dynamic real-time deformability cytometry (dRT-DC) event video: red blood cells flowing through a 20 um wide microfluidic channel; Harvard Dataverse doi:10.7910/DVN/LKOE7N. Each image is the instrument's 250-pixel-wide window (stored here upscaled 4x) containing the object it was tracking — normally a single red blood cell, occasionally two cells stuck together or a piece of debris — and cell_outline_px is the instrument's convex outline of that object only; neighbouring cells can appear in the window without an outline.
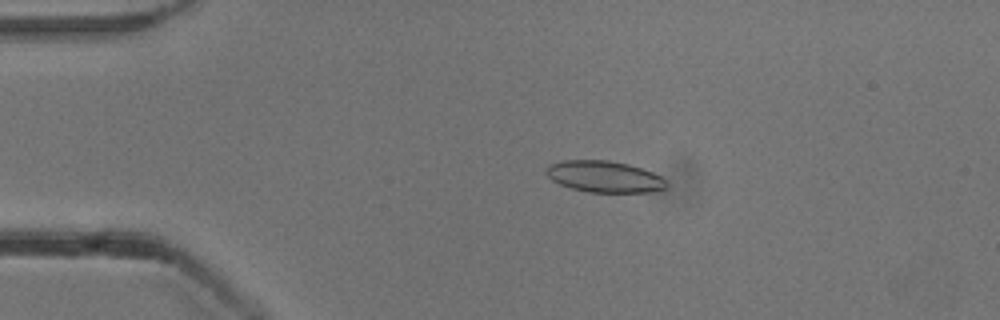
{"species": "common noctule bat (a hibernating species)", "species_latin": "Nyctalus noctula", "temperature_condition": "cold", "stored_images_in_passage": 54, "camera_frame_rate_fps": 3000, "um_per_image_px": 0.085, "animal": {"sex": "male", "body_mass_g": 13.3}, "frame": {"image": 1, "passage_image": 11, "time_ms": 3.333, "image_size_px": [1000, 320], "cell_outline_px": [[668, 184], [664, 188], [648, 192], [588, 192], [572, 188], [560, 184], [552, 180], [544, 172], [548, 164], [564, 160], [608, 160], [628, 164], [652, 172], [668, 180]], "centroid_in_image_um": [51.35, 15.01], "position_along_channel_um": 33.6, "area_um2": 22.02}}
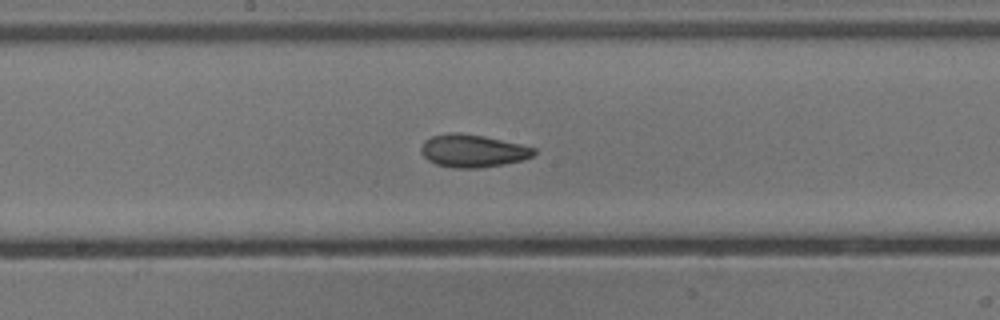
{"frame": {"image": 2, "passage_image": 28, "time_ms": 9.0, "image_size_px": [1000, 320], "cell_outline_px": [[536, 152], [532, 156], [520, 160], [504, 164], [476, 168], [456, 168], [436, 164], [428, 160], [420, 152], [420, 148], [424, 140], [432, 136], [448, 132], [460, 132], [484, 136], [520, 144], [536, 148]], "centroid_in_image_um": [40.15, 12.81], "position_along_channel_um": 208.1, "area_um2": 21.5}}
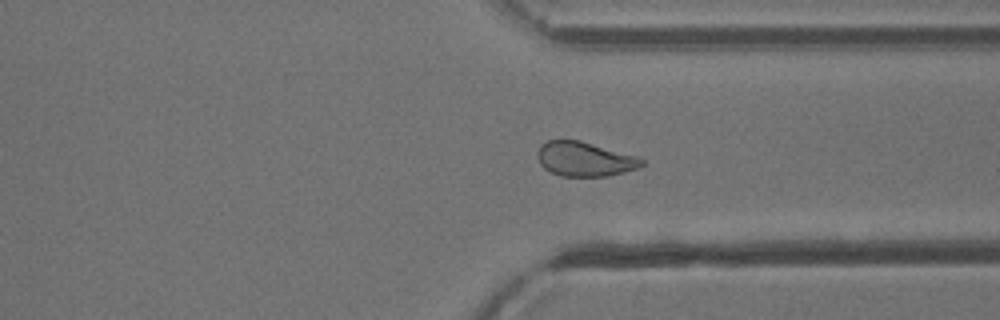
{"frame": {"image": 3, "passage_image": 40, "time_ms": 13.0, "image_size_px": [1000, 320], "cell_outline_px": [[644, 164], [640, 168], [608, 176], [560, 176], [544, 168], [540, 164], [540, 144], [548, 140], [580, 140], [636, 156], [644, 160]], "centroid_in_image_um": [49.74, 13.53], "position_along_channel_um": 361.7, "area_um2": 20.69}, "authors_computed_cell_mechanics": {"area_um2": 21.7906, "velocity_mm_per_s": 3.8618, "shape_relaxation_time_tau1_ms": 8.3537, "shape_relaxation_time_tau2_ms": 2.43, "deformation_change_tau1": 0.1631, "deformation_change_tau2": 0.0802}}